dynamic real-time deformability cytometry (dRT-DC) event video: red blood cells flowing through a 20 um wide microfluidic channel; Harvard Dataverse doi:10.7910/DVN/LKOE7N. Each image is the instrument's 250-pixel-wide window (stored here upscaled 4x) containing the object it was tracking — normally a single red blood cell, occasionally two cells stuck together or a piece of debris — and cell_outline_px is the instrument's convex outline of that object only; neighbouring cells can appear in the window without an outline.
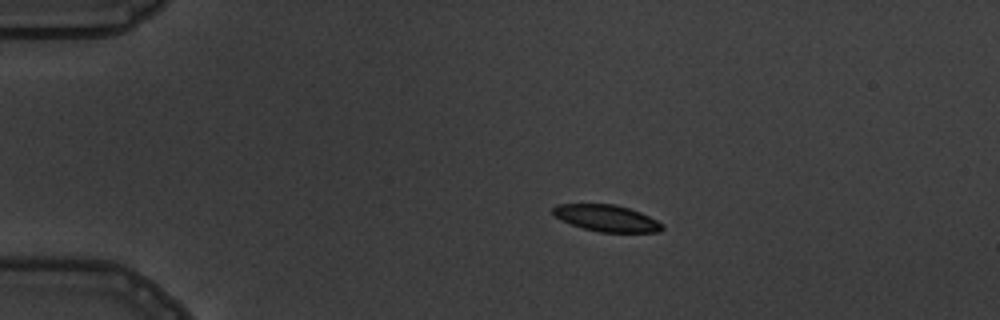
{"species": "common noctule bat (a hibernating species)", "species_latin": "Nyctalus noctula", "temperature_condition": "warm", "stored_images_in_passage": 4, "camera_frame_rate_fps": 3000, "um_per_image_px": 0.085, "animal": {"sex": "male", "body_mass_g": 19.5, "forearm_length_mm": 54.6}, "frame": {"image": 1, "passage_image": 3, "time_ms": 2.333, "image_size_px": [1000, 320], "cell_outline_px": [[664, 228], [660, 232], [600, 232], [584, 228], [560, 220], [552, 212], [552, 208], [556, 204], [616, 204], [640, 212], [664, 224]], "centroid_in_image_um": [51.57, 18.54], "position_along_channel_um": 33.4, "area_um2": 16.88}}